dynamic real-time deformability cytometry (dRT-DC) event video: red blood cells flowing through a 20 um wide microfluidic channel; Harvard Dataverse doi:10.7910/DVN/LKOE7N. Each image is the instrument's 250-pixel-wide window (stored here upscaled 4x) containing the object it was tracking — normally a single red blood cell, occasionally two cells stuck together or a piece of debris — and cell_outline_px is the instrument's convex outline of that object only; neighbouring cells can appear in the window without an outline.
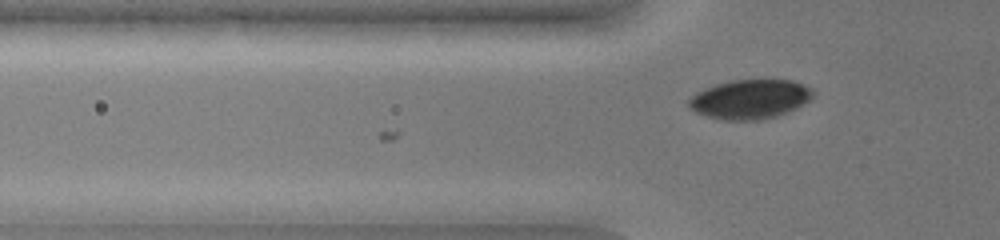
{"species": "common noctule bat (a hibernating species)", "species_latin": "Nyctalus noctula", "temperature_condition": "warm", "stored_images_in_passage": 17, "camera_frame_rate_fps": 3000, "um_per_image_px": 0.085, "animal": {"sex": "female", "body_mass_g": 19.0, "forearm_length_mm": 51.5}, "frame": {"image": 1, "passage_image": 17, "time_ms": 5.333, "image_size_px": [1000, 240], "cell_outline_px": [[812, 96], [808, 100], [796, 108], [776, 116], [760, 120], [720, 120], [696, 112], [688, 108], [688, 100], [692, 96], [704, 88], [716, 84], [732, 80], [764, 76], [768, 76], [792, 80], [804, 84], [812, 88]], "centroid_in_image_um": [63.76, 8.38], "position_along_channel_um": 62.0, "area_um2": 29.25}}